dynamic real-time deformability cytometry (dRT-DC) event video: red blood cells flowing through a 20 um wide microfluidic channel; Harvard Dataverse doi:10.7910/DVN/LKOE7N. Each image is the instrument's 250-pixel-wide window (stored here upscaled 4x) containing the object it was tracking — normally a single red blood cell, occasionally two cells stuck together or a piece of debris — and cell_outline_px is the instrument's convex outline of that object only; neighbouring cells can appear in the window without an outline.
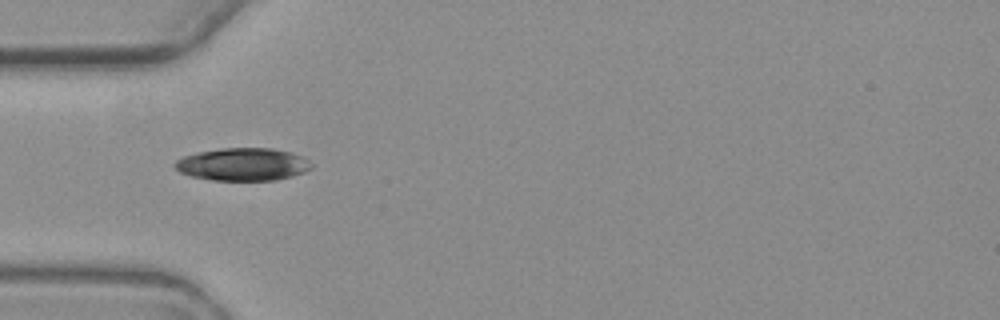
{"species": "common noctule bat (a hibernating species)", "species_latin": "Nyctalus noctula", "temperature_condition": "warm", "stored_images_in_passage": 9, "camera_frame_rate_fps": 3000, "um_per_image_px": 0.085, "animal": {"sex": "female", "body_mass_g": 19.3, "forearm_length_mm": 54.1}, "frame": {"image": 1, "passage_image": 4, "time_ms": 3.667, "image_size_px": [1000, 320], "cell_outline_px": [[312, 168], [304, 172], [292, 176], [276, 180], [212, 180], [192, 176], [180, 172], [172, 164], [176, 160], [184, 156], [196, 152], [220, 148], [272, 148], [292, 152], [304, 156], [312, 164]], "centroid_in_image_um": [20.65, 13.96], "position_along_channel_um": 64.3, "area_um2": 26.18}}
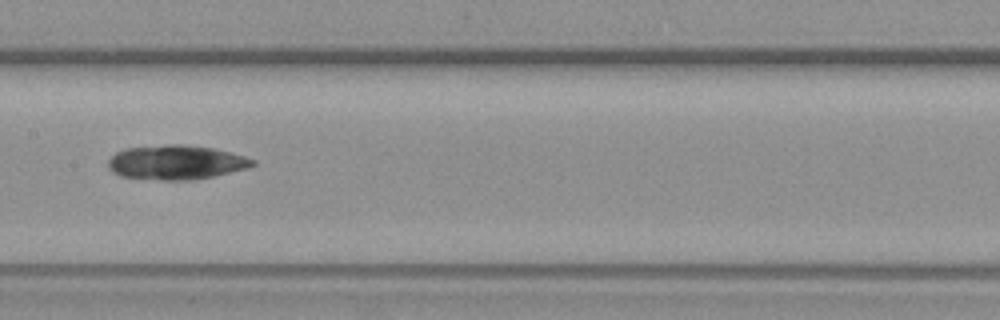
{"frame": {"image": 2, "passage_image": 7, "time_ms": 7.333, "image_size_px": [1000, 320], "cell_outline_px": [[256, 164], [248, 168], [216, 176], [192, 180], [160, 180], [120, 176], [112, 172], [108, 168], [108, 160], [116, 152], [124, 148], [168, 144], [180, 144], [212, 148], [244, 156], [256, 160]], "centroid_in_image_um": [14.96, 13.8], "position_along_channel_um": 192.4, "area_um2": 29.07}}
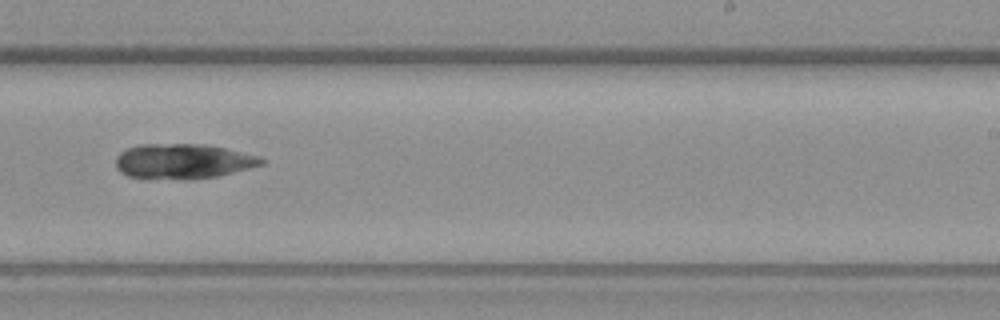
{"frame": {"image": 3, "passage_image": 9, "time_ms": 9.667, "image_size_px": [1000, 320], "cell_outline_px": [[268, 160], [264, 164], [216, 176], [192, 180], [148, 180], [128, 176], [120, 172], [116, 168], [116, 156], [120, 152], [128, 148], [140, 144], [208, 144], [260, 156]], "centroid_in_image_um": [15.53, 13.73], "position_along_channel_um": 273.5, "area_um2": 30.4}}